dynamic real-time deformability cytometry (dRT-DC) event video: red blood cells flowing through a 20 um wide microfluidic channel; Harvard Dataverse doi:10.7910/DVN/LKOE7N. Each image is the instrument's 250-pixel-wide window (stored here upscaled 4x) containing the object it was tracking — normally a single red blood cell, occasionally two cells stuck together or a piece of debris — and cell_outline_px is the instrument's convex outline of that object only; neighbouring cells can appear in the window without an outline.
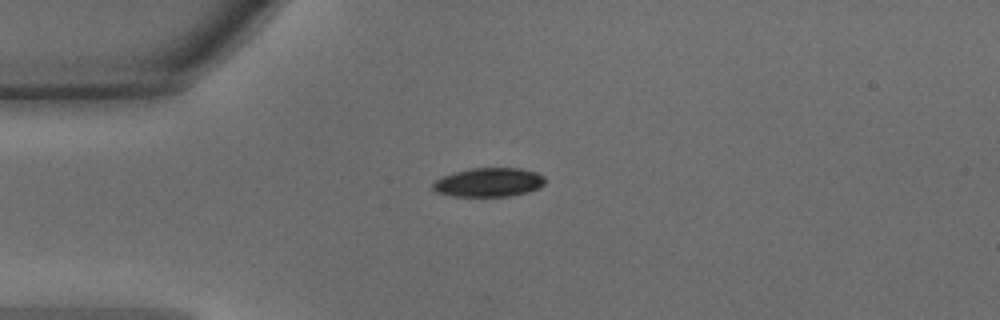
{"species": "common noctule bat (a hibernating species)", "species_latin": "Nyctalus noctula", "temperature_condition": "warm", "stored_images_in_passage": 36, "camera_frame_rate_fps": 3000, "um_per_image_px": 0.085, "animal": {"sex": "male", "body_mass_g": 15.6}, "frame": {"image": 1, "passage_image": 1, "time_ms": 0.0, "image_size_px": [1000, 320], "cell_outline_px": [[544, 184], [540, 188], [528, 192], [508, 196], [452, 196], [436, 192], [432, 188], [432, 184], [436, 180], [452, 172], [472, 168], [520, 168], [536, 172], [544, 176]], "centroid_in_image_um": [41.55, 15.49], "position_along_channel_um": 43.5, "area_um2": 18.96}}
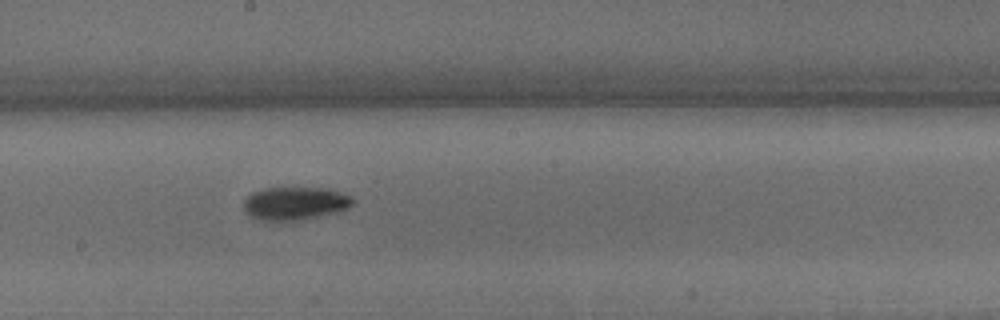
{"frame": {"image": 2, "passage_image": 15, "time_ms": 4.667, "image_size_px": [1000, 320], "cell_outline_px": [[352, 204], [348, 208], [336, 212], [288, 224], [260, 220], [252, 216], [244, 208], [244, 200], [252, 192], [264, 188], [328, 188], [352, 196]], "centroid_in_image_um": [25.07, 17.32], "position_along_channel_um": 223.1, "area_um2": 21.5}}
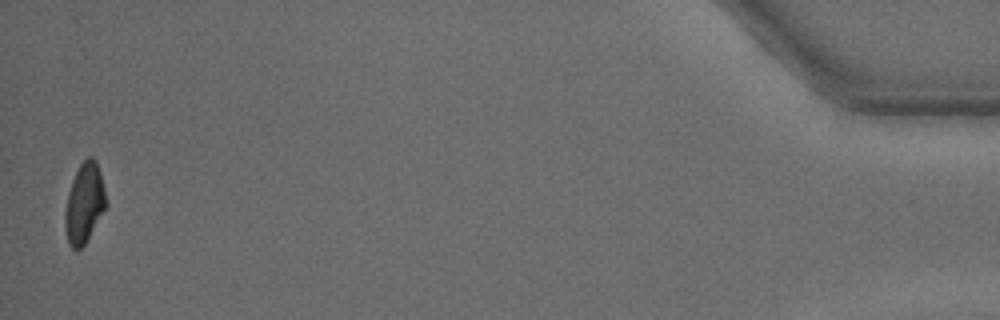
{"frame": {"image": 3, "passage_image": 36, "time_ms": 11.667, "image_size_px": [1000, 320], "cell_outline_px": [[108, 204], [84, 244], [80, 248], [72, 248], [68, 244], [64, 228], [64, 212], [68, 192], [72, 180], [80, 164], [88, 156], [92, 156], [96, 160], [100, 172]], "centroid_in_image_um": [7.16, 17.26], "position_along_channel_um": 428.0, "area_um2": 19.07}, "authors_computed_cell_mechanics": {"area_um2": 20.1433, "velocity_mm_per_s": 4.2559, "shape_relaxation_time_tau1_ms": 1.5713, "shape_relaxation_time_tau2_ms": 5.9798, "deformation_change_tau1": 0.1443, "deformation_change_tau2": 0.1232}}